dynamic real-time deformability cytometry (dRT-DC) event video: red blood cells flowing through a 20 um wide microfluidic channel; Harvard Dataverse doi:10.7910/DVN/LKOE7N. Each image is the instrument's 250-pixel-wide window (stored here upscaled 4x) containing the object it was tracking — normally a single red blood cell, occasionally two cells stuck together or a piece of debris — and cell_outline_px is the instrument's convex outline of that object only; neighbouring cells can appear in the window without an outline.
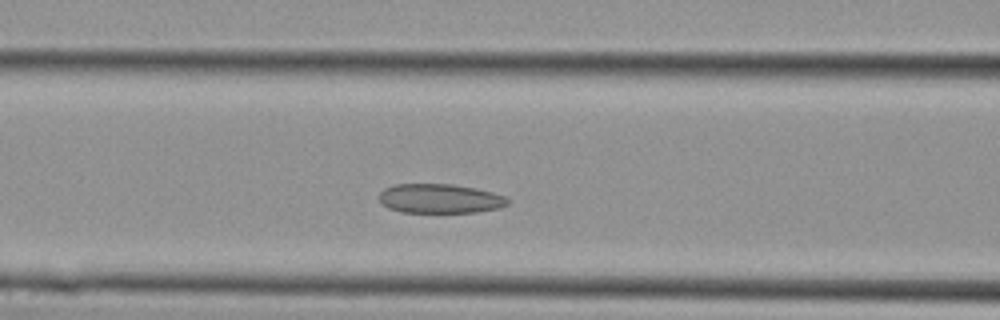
{"species": "Egyptian fruit bat (a non-hibernating species)", "species_latin": "Rousettus aegyptiacus", "temperature_condition": "cold", "stored_images_in_passage": 11, "segment_of_instrument_passage": [1, 2], "camera_frame_rate_fps": 3000, "um_per_image_px": 0.085, "animal": {"sex": "female"}, "frame": {"image": 1, "passage_image": 4, "time_ms": 1.0, "image_size_px": [1000, 320], "cell_outline_px": [[512, 200], [508, 204], [500, 208], [476, 212], [400, 212], [388, 208], [380, 200], [380, 192], [384, 188], [396, 184], [452, 184], [476, 188], [508, 196]], "centroid_in_image_um": [37.45, 16.88], "position_along_channel_um": 129.1, "area_um2": 22.14}}
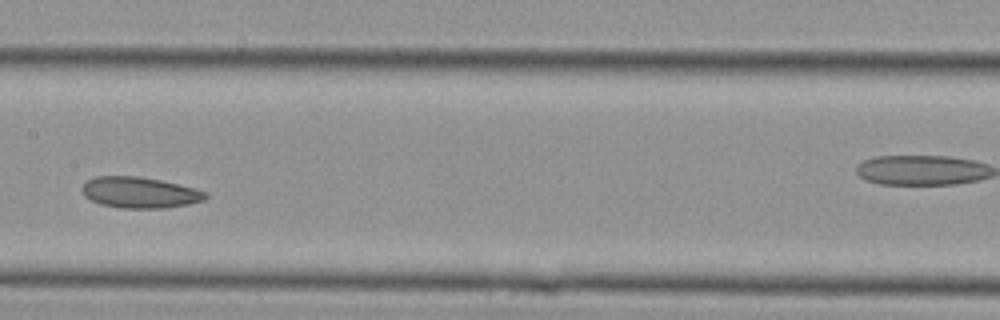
{"frame": {"image": 2, "passage_image": 7, "time_ms": 2.0, "image_size_px": [1000, 320], "cell_outline_px": [[208, 196], [204, 200], [188, 204], [164, 208], [124, 208], [100, 204], [84, 196], [84, 184], [88, 180], [96, 176], [136, 176], [160, 180], [196, 188], [208, 192]], "centroid_in_image_um": [11.92, 16.36], "position_along_channel_um": 195.5, "area_um2": 22.14}}
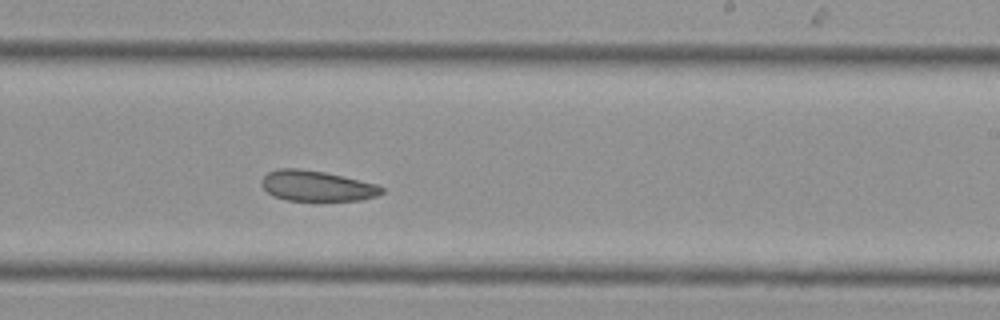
{"frame": {"image": 3, "passage_image": 10, "time_ms": 3.0, "image_size_px": [1000, 320], "cell_outline_px": [[384, 192], [376, 196], [360, 200], [288, 200], [276, 196], [268, 192], [260, 184], [260, 180], [268, 172], [280, 168], [300, 168], [324, 172], [376, 184], [384, 188]], "centroid_in_image_um": [26.91, 15.79], "position_along_channel_um": 262.1, "area_um2": 21.1}}